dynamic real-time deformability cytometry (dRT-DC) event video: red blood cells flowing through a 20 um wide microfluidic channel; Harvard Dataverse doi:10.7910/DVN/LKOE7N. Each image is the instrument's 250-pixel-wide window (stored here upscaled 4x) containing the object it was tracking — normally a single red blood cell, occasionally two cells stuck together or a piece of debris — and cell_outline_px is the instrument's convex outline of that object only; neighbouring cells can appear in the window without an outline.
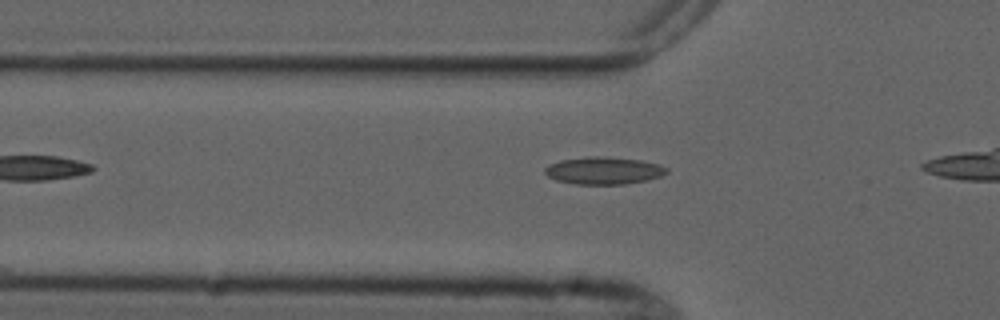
{"species": "common noctule bat (a hibernating species)", "species_latin": "Nyctalus noctula", "temperature_condition": "cold", "stored_images_in_passage": 5, "camera_frame_rate_fps": 3000, "um_per_image_px": 0.085, "animal": {"sex": "male", "forearm_length_mm": 52.5}, "frame": {"image": 1, "passage_image": 4, "time_ms": 3.667, "image_size_px": [1000, 320], "cell_outline_px": [[668, 172], [660, 176], [644, 180], [624, 184], [576, 184], [556, 180], [548, 176], [544, 172], [544, 168], [560, 160], [588, 156], [600, 156], [640, 160], [660, 164], [668, 168]], "centroid_in_image_um": [51.31, 14.49], "position_along_channel_um": 74.5, "area_um2": 19.25}}